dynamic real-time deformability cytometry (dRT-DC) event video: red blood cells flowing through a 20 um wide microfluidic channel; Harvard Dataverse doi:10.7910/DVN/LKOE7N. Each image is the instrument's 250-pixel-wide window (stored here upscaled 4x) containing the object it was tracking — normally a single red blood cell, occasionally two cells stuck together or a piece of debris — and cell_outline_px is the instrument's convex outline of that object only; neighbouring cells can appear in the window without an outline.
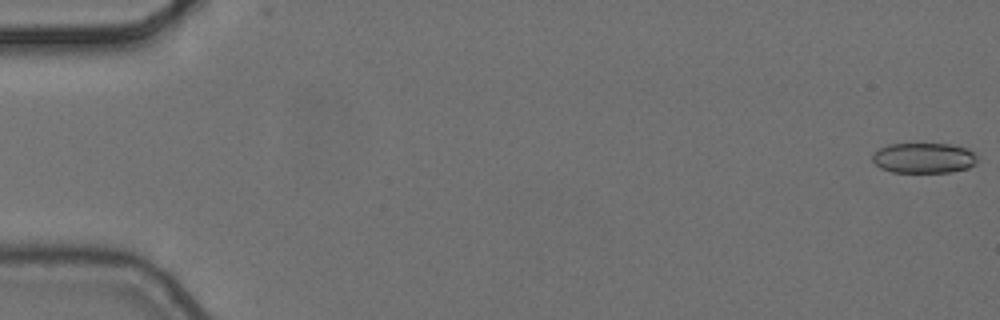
{"species": "common noctule bat (a hibernating species)", "species_latin": "Nyctalus noctula", "temperature_condition": "cold", "stored_images_in_passage": 8, "camera_frame_rate_fps": 3000, "um_per_image_px": 0.085, "animal": {"sex": "female", "body_mass_g": 24.6, "forearm_length_mm": 56.2}, "frame": {"image": 1, "passage_image": 1, "time_ms": 0.0, "image_size_px": [1000, 320], "cell_outline_px": [[976, 164], [968, 168], [948, 172], [892, 172], [880, 168], [872, 160], [872, 152], [888, 144], [948, 144], [968, 148], [976, 156]], "centroid_in_image_um": [78.49, 13.43], "position_along_channel_um": 6.5, "area_um2": 18.55}}
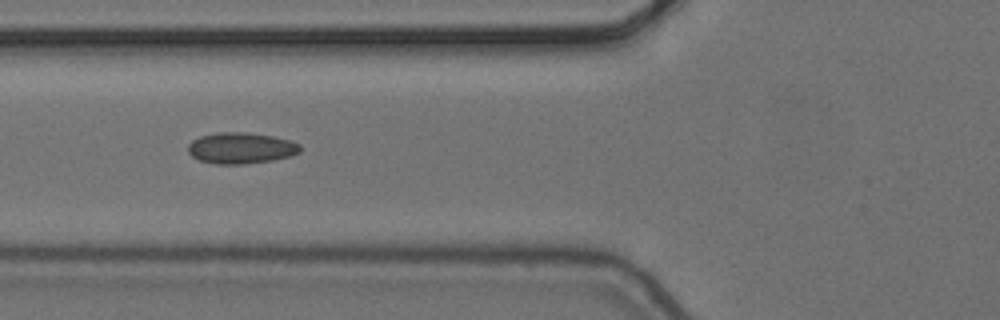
{"frame": {"image": 2, "passage_image": 7, "time_ms": 2.0, "image_size_px": [1000, 320], "cell_outline_px": [[300, 152], [288, 156], [272, 160], [244, 164], [216, 164], [200, 160], [192, 156], [188, 152], [188, 144], [192, 140], [200, 136], [220, 132], [244, 132], [272, 136], [288, 140], [300, 144]], "centroid_in_image_um": [20.45, 12.58], "position_along_channel_um": 105.4, "area_um2": 20.17}}
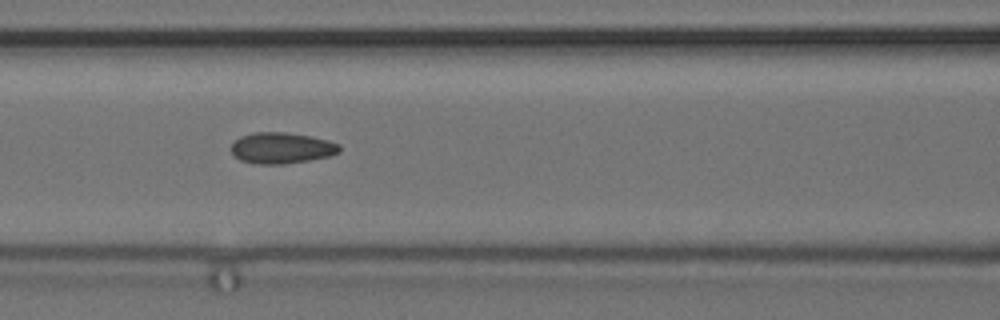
{"frame": {"image": 3, "passage_image": 8, "time_ms": 2.333, "image_size_px": [1000, 320], "cell_outline_px": [[340, 152], [328, 156], [308, 160], [284, 164], [252, 164], [240, 160], [232, 152], [232, 144], [240, 136], [252, 132], [284, 132], [312, 136], [328, 140], [340, 144]], "centroid_in_image_um": [23.93, 12.57], "position_along_channel_um": 142.7, "area_um2": 19.65}}